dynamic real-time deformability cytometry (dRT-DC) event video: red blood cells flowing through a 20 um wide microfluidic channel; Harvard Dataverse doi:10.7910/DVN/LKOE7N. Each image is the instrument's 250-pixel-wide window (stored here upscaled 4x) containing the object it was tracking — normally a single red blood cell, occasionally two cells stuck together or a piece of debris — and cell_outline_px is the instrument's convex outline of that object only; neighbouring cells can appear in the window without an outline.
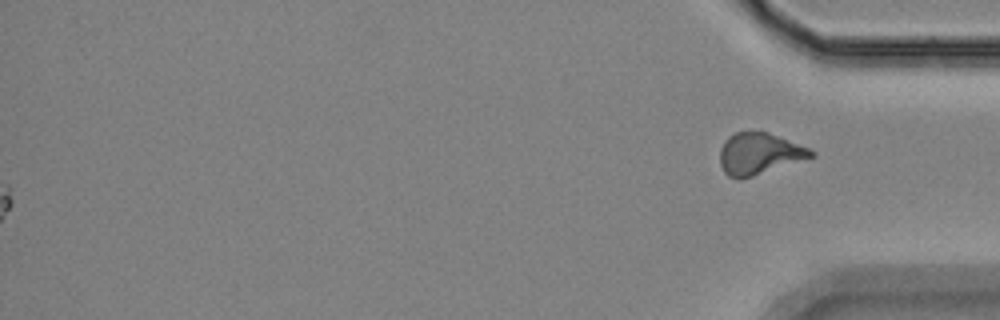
{"species": "Egyptian fruit bat (a non-hibernating species)", "species_latin": "Rousettus aegyptiacus", "temperature_condition": "room temperature", "stored_images_in_passage": 60, "camera_frame_rate_fps": 3000, "um_per_image_px": 0.085, "animal": {"sex": "female"}, "frame": {"image": 1, "passage_image": 60, "time_ms": 19.667, "image_size_px": [1000, 320], "cell_outline_px": [[816, 156], [740, 180], [728, 176], [724, 172], [720, 164], [720, 148], [728, 136], [736, 132], [768, 132], [808, 148], [816, 152]], "centroid_in_image_um": [64.52, 13.08], "position_along_channel_um": 370.7, "area_um2": 21.96}}